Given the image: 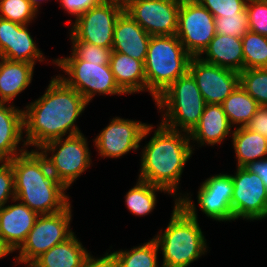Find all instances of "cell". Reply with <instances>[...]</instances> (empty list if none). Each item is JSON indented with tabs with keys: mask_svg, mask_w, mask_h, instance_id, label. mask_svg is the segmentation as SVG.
<instances>
[{
	"mask_svg": "<svg viewBox=\"0 0 267 267\" xmlns=\"http://www.w3.org/2000/svg\"><path fill=\"white\" fill-rule=\"evenodd\" d=\"M88 104L58 75L52 78L44 94L23 109L27 147L39 149L49 141L81 134L75 122Z\"/></svg>",
	"mask_w": 267,
	"mask_h": 267,
	"instance_id": "6da1fadb",
	"label": "cell"
},
{
	"mask_svg": "<svg viewBox=\"0 0 267 267\" xmlns=\"http://www.w3.org/2000/svg\"><path fill=\"white\" fill-rule=\"evenodd\" d=\"M156 129L142 149L138 179L164 188L178 201L182 194L177 193L181 175L195 148L188 133L168 129L160 123Z\"/></svg>",
	"mask_w": 267,
	"mask_h": 267,
	"instance_id": "7a4b0ae2",
	"label": "cell"
},
{
	"mask_svg": "<svg viewBox=\"0 0 267 267\" xmlns=\"http://www.w3.org/2000/svg\"><path fill=\"white\" fill-rule=\"evenodd\" d=\"M10 163L14 174L15 199L38 215L61 212L70 204L67 188L51 173L39 149H28Z\"/></svg>",
	"mask_w": 267,
	"mask_h": 267,
	"instance_id": "3957f363",
	"label": "cell"
},
{
	"mask_svg": "<svg viewBox=\"0 0 267 267\" xmlns=\"http://www.w3.org/2000/svg\"><path fill=\"white\" fill-rule=\"evenodd\" d=\"M181 194L174 202L166 229L153 239L162 251V267H188L208 251L207 241L199 226L192 194Z\"/></svg>",
	"mask_w": 267,
	"mask_h": 267,
	"instance_id": "277c9868",
	"label": "cell"
},
{
	"mask_svg": "<svg viewBox=\"0 0 267 267\" xmlns=\"http://www.w3.org/2000/svg\"><path fill=\"white\" fill-rule=\"evenodd\" d=\"M191 58L176 35L151 36L144 70L146 91L154 101L174 81L189 72Z\"/></svg>",
	"mask_w": 267,
	"mask_h": 267,
	"instance_id": "5b68a950",
	"label": "cell"
},
{
	"mask_svg": "<svg viewBox=\"0 0 267 267\" xmlns=\"http://www.w3.org/2000/svg\"><path fill=\"white\" fill-rule=\"evenodd\" d=\"M162 114L160 124L190 134L198 125L206 102L195 79L188 72L179 77L155 100Z\"/></svg>",
	"mask_w": 267,
	"mask_h": 267,
	"instance_id": "8992f818",
	"label": "cell"
},
{
	"mask_svg": "<svg viewBox=\"0 0 267 267\" xmlns=\"http://www.w3.org/2000/svg\"><path fill=\"white\" fill-rule=\"evenodd\" d=\"M39 151L45 156L51 173L67 189L92 163L88 141L83 133L49 141Z\"/></svg>",
	"mask_w": 267,
	"mask_h": 267,
	"instance_id": "52a82bcc",
	"label": "cell"
},
{
	"mask_svg": "<svg viewBox=\"0 0 267 267\" xmlns=\"http://www.w3.org/2000/svg\"><path fill=\"white\" fill-rule=\"evenodd\" d=\"M71 204L61 212L39 215L22 246L18 249L14 263L29 267L38 257L53 246L70 238L75 232L71 230Z\"/></svg>",
	"mask_w": 267,
	"mask_h": 267,
	"instance_id": "ba28073f",
	"label": "cell"
},
{
	"mask_svg": "<svg viewBox=\"0 0 267 267\" xmlns=\"http://www.w3.org/2000/svg\"><path fill=\"white\" fill-rule=\"evenodd\" d=\"M66 77L58 75L68 86L78 91L89 103L97 94H126L116 83L110 65L83 60H52ZM92 99V100H91Z\"/></svg>",
	"mask_w": 267,
	"mask_h": 267,
	"instance_id": "9c48e42d",
	"label": "cell"
},
{
	"mask_svg": "<svg viewBox=\"0 0 267 267\" xmlns=\"http://www.w3.org/2000/svg\"><path fill=\"white\" fill-rule=\"evenodd\" d=\"M215 17L197 0H181L176 36L184 49L199 57L214 38Z\"/></svg>",
	"mask_w": 267,
	"mask_h": 267,
	"instance_id": "30bf717a",
	"label": "cell"
},
{
	"mask_svg": "<svg viewBox=\"0 0 267 267\" xmlns=\"http://www.w3.org/2000/svg\"><path fill=\"white\" fill-rule=\"evenodd\" d=\"M123 11V0H104L74 21L69 31L79 41L112 49L114 26Z\"/></svg>",
	"mask_w": 267,
	"mask_h": 267,
	"instance_id": "8fae6325",
	"label": "cell"
},
{
	"mask_svg": "<svg viewBox=\"0 0 267 267\" xmlns=\"http://www.w3.org/2000/svg\"><path fill=\"white\" fill-rule=\"evenodd\" d=\"M153 128L141 121L114 117L93 142L100 157L120 158L132 150L137 151Z\"/></svg>",
	"mask_w": 267,
	"mask_h": 267,
	"instance_id": "7c38bea8",
	"label": "cell"
},
{
	"mask_svg": "<svg viewBox=\"0 0 267 267\" xmlns=\"http://www.w3.org/2000/svg\"><path fill=\"white\" fill-rule=\"evenodd\" d=\"M127 12L149 35H176L181 0H123Z\"/></svg>",
	"mask_w": 267,
	"mask_h": 267,
	"instance_id": "4fadbf2b",
	"label": "cell"
},
{
	"mask_svg": "<svg viewBox=\"0 0 267 267\" xmlns=\"http://www.w3.org/2000/svg\"><path fill=\"white\" fill-rule=\"evenodd\" d=\"M232 176L234 184L232 211L234 221L267 218V188L262 179L245 167H237Z\"/></svg>",
	"mask_w": 267,
	"mask_h": 267,
	"instance_id": "5bb4252c",
	"label": "cell"
},
{
	"mask_svg": "<svg viewBox=\"0 0 267 267\" xmlns=\"http://www.w3.org/2000/svg\"><path fill=\"white\" fill-rule=\"evenodd\" d=\"M189 73L206 104H221L239 85V72L192 57Z\"/></svg>",
	"mask_w": 267,
	"mask_h": 267,
	"instance_id": "9a60e30c",
	"label": "cell"
},
{
	"mask_svg": "<svg viewBox=\"0 0 267 267\" xmlns=\"http://www.w3.org/2000/svg\"><path fill=\"white\" fill-rule=\"evenodd\" d=\"M234 184L231 174L219 173L202 182L197 194L200 210L216 221H234L232 196Z\"/></svg>",
	"mask_w": 267,
	"mask_h": 267,
	"instance_id": "2e32d148",
	"label": "cell"
},
{
	"mask_svg": "<svg viewBox=\"0 0 267 267\" xmlns=\"http://www.w3.org/2000/svg\"><path fill=\"white\" fill-rule=\"evenodd\" d=\"M0 57L10 61L35 64L45 56L37 47L28 25L0 18Z\"/></svg>",
	"mask_w": 267,
	"mask_h": 267,
	"instance_id": "e0dca14e",
	"label": "cell"
},
{
	"mask_svg": "<svg viewBox=\"0 0 267 267\" xmlns=\"http://www.w3.org/2000/svg\"><path fill=\"white\" fill-rule=\"evenodd\" d=\"M12 202L15 203L0 208V237L15 252L25 242L39 215L16 199Z\"/></svg>",
	"mask_w": 267,
	"mask_h": 267,
	"instance_id": "ac0fdd59",
	"label": "cell"
},
{
	"mask_svg": "<svg viewBox=\"0 0 267 267\" xmlns=\"http://www.w3.org/2000/svg\"><path fill=\"white\" fill-rule=\"evenodd\" d=\"M150 38L151 35L123 11L114 26L112 51L145 63Z\"/></svg>",
	"mask_w": 267,
	"mask_h": 267,
	"instance_id": "d6986e66",
	"label": "cell"
},
{
	"mask_svg": "<svg viewBox=\"0 0 267 267\" xmlns=\"http://www.w3.org/2000/svg\"><path fill=\"white\" fill-rule=\"evenodd\" d=\"M10 104L0 102V161H10L28 148L23 139V109Z\"/></svg>",
	"mask_w": 267,
	"mask_h": 267,
	"instance_id": "ffe728a7",
	"label": "cell"
},
{
	"mask_svg": "<svg viewBox=\"0 0 267 267\" xmlns=\"http://www.w3.org/2000/svg\"><path fill=\"white\" fill-rule=\"evenodd\" d=\"M232 126L223 111L221 104H206L198 125L189 134L193 144L205 146L218 145L223 142L228 135L233 134ZM232 132V133H231Z\"/></svg>",
	"mask_w": 267,
	"mask_h": 267,
	"instance_id": "44dd1931",
	"label": "cell"
},
{
	"mask_svg": "<svg viewBox=\"0 0 267 267\" xmlns=\"http://www.w3.org/2000/svg\"><path fill=\"white\" fill-rule=\"evenodd\" d=\"M199 58L204 62L241 72L244 70L242 40L240 37L216 33Z\"/></svg>",
	"mask_w": 267,
	"mask_h": 267,
	"instance_id": "7402d4cb",
	"label": "cell"
},
{
	"mask_svg": "<svg viewBox=\"0 0 267 267\" xmlns=\"http://www.w3.org/2000/svg\"><path fill=\"white\" fill-rule=\"evenodd\" d=\"M91 256L74 233L43 253L29 267H83Z\"/></svg>",
	"mask_w": 267,
	"mask_h": 267,
	"instance_id": "603a6c76",
	"label": "cell"
},
{
	"mask_svg": "<svg viewBox=\"0 0 267 267\" xmlns=\"http://www.w3.org/2000/svg\"><path fill=\"white\" fill-rule=\"evenodd\" d=\"M34 65L0 57V102L11 103L30 85Z\"/></svg>",
	"mask_w": 267,
	"mask_h": 267,
	"instance_id": "cb8c5ba5",
	"label": "cell"
},
{
	"mask_svg": "<svg viewBox=\"0 0 267 267\" xmlns=\"http://www.w3.org/2000/svg\"><path fill=\"white\" fill-rule=\"evenodd\" d=\"M109 65L116 83L126 95L146 91V76L142 61L112 51Z\"/></svg>",
	"mask_w": 267,
	"mask_h": 267,
	"instance_id": "d4e9b609",
	"label": "cell"
},
{
	"mask_svg": "<svg viewBox=\"0 0 267 267\" xmlns=\"http://www.w3.org/2000/svg\"><path fill=\"white\" fill-rule=\"evenodd\" d=\"M231 136L237 167H245L250 162L267 157V138L260 133L247 127H237Z\"/></svg>",
	"mask_w": 267,
	"mask_h": 267,
	"instance_id": "484cf974",
	"label": "cell"
},
{
	"mask_svg": "<svg viewBox=\"0 0 267 267\" xmlns=\"http://www.w3.org/2000/svg\"><path fill=\"white\" fill-rule=\"evenodd\" d=\"M231 126L246 127L260 105L240 85L221 103Z\"/></svg>",
	"mask_w": 267,
	"mask_h": 267,
	"instance_id": "4316f807",
	"label": "cell"
},
{
	"mask_svg": "<svg viewBox=\"0 0 267 267\" xmlns=\"http://www.w3.org/2000/svg\"><path fill=\"white\" fill-rule=\"evenodd\" d=\"M157 242L152 238L148 242L131 248L110 252L116 267H159Z\"/></svg>",
	"mask_w": 267,
	"mask_h": 267,
	"instance_id": "83f0119b",
	"label": "cell"
},
{
	"mask_svg": "<svg viewBox=\"0 0 267 267\" xmlns=\"http://www.w3.org/2000/svg\"><path fill=\"white\" fill-rule=\"evenodd\" d=\"M160 191L168 193L162 187L138 179L136 185L125 194V205L136 216L148 215L155 209L156 192Z\"/></svg>",
	"mask_w": 267,
	"mask_h": 267,
	"instance_id": "f1b7e54d",
	"label": "cell"
},
{
	"mask_svg": "<svg viewBox=\"0 0 267 267\" xmlns=\"http://www.w3.org/2000/svg\"><path fill=\"white\" fill-rule=\"evenodd\" d=\"M241 40L244 70L267 68V37L248 31Z\"/></svg>",
	"mask_w": 267,
	"mask_h": 267,
	"instance_id": "f546056e",
	"label": "cell"
},
{
	"mask_svg": "<svg viewBox=\"0 0 267 267\" xmlns=\"http://www.w3.org/2000/svg\"><path fill=\"white\" fill-rule=\"evenodd\" d=\"M239 85L258 102L260 107H267V68L239 72Z\"/></svg>",
	"mask_w": 267,
	"mask_h": 267,
	"instance_id": "4dcf8cb0",
	"label": "cell"
},
{
	"mask_svg": "<svg viewBox=\"0 0 267 267\" xmlns=\"http://www.w3.org/2000/svg\"><path fill=\"white\" fill-rule=\"evenodd\" d=\"M69 34L73 47L71 55L54 60H83L86 62L100 63V65H109L112 49L79 41L71 33Z\"/></svg>",
	"mask_w": 267,
	"mask_h": 267,
	"instance_id": "1f68e13d",
	"label": "cell"
},
{
	"mask_svg": "<svg viewBox=\"0 0 267 267\" xmlns=\"http://www.w3.org/2000/svg\"><path fill=\"white\" fill-rule=\"evenodd\" d=\"M37 15V10L29 0H0V18L21 25H30Z\"/></svg>",
	"mask_w": 267,
	"mask_h": 267,
	"instance_id": "d6a6232c",
	"label": "cell"
},
{
	"mask_svg": "<svg viewBox=\"0 0 267 267\" xmlns=\"http://www.w3.org/2000/svg\"><path fill=\"white\" fill-rule=\"evenodd\" d=\"M249 31L246 8L236 15H224L215 18V32L242 38Z\"/></svg>",
	"mask_w": 267,
	"mask_h": 267,
	"instance_id": "836d02e7",
	"label": "cell"
},
{
	"mask_svg": "<svg viewBox=\"0 0 267 267\" xmlns=\"http://www.w3.org/2000/svg\"><path fill=\"white\" fill-rule=\"evenodd\" d=\"M249 31L267 37V0H247Z\"/></svg>",
	"mask_w": 267,
	"mask_h": 267,
	"instance_id": "e575fe53",
	"label": "cell"
},
{
	"mask_svg": "<svg viewBox=\"0 0 267 267\" xmlns=\"http://www.w3.org/2000/svg\"><path fill=\"white\" fill-rule=\"evenodd\" d=\"M208 9L212 15L222 17L224 15H236L246 8L247 0H197Z\"/></svg>",
	"mask_w": 267,
	"mask_h": 267,
	"instance_id": "d590c367",
	"label": "cell"
},
{
	"mask_svg": "<svg viewBox=\"0 0 267 267\" xmlns=\"http://www.w3.org/2000/svg\"><path fill=\"white\" fill-rule=\"evenodd\" d=\"M11 197V198H10ZM15 199L14 174L10 161H0V208Z\"/></svg>",
	"mask_w": 267,
	"mask_h": 267,
	"instance_id": "8d00e7d4",
	"label": "cell"
},
{
	"mask_svg": "<svg viewBox=\"0 0 267 267\" xmlns=\"http://www.w3.org/2000/svg\"><path fill=\"white\" fill-rule=\"evenodd\" d=\"M58 1V0H57ZM104 0H59L60 6L71 16H75V21L91 8L100 5Z\"/></svg>",
	"mask_w": 267,
	"mask_h": 267,
	"instance_id": "74e56055",
	"label": "cell"
},
{
	"mask_svg": "<svg viewBox=\"0 0 267 267\" xmlns=\"http://www.w3.org/2000/svg\"><path fill=\"white\" fill-rule=\"evenodd\" d=\"M246 127L267 138V107H260Z\"/></svg>",
	"mask_w": 267,
	"mask_h": 267,
	"instance_id": "f35d334b",
	"label": "cell"
},
{
	"mask_svg": "<svg viewBox=\"0 0 267 267\" xmlns=\"http://www.w3.org/2000/svg\"><path fill=\"white\" fill-rule=\"evenodd\" d=\"M245 168L251 173L257 174L267 188V157L250 162Z\"/></svg>",
	"mask_w": 267,
	"mask_h": 267,
	"instance_id": "ab89813d",
	"label": "cell"
},
{
	"mask_svg": "<svg viewBox=\"0 0 267 267\" xmlns=\"http://www.w3.org/2000/svg\"><path fill=\"white\" fill-rule=\"evenodd\" d=\"M83 267H116V265L110 257L109 252L106 251V254L100 258L92 255Z\"/></svg>",
	"mask_w": 267,
	"mask_h": 267,
	"instance_id": "60d3db41",
	"label": "cell"
},
{
	"mask_svg": "<svg viewBox=\"0 0 267 267\" xmlns=\"http://www.w3.org/2000/svg\"><path fill=\"white\" fill-rule=\"evenodd\" d=\"M13 253V250L5 243V241L0 237V259Z\"/></svg>",
	"mask_w": 267,
	"mask_h": 267,
	"instance_id": "b9f144b4",
	"label": "cell"
},
{
	"mask_svg": "<svg viewBox=\"0 0 267 267\" xmlns=\"http://www.w3.org/2000/svg\"><path fill=\"white\" fill-rule=\"evenodd\" d=\"M46 0H29V2L32 4V6L38 11V9L40 8V4ZM48 1V0H47ZM39 7V8H38Z\"/></svg>",
	"mask_w": 267,
	"mask_h": 267,
	"instance_id": "7bdbcfd3",
	"label": "cell"
}]
</instances>
